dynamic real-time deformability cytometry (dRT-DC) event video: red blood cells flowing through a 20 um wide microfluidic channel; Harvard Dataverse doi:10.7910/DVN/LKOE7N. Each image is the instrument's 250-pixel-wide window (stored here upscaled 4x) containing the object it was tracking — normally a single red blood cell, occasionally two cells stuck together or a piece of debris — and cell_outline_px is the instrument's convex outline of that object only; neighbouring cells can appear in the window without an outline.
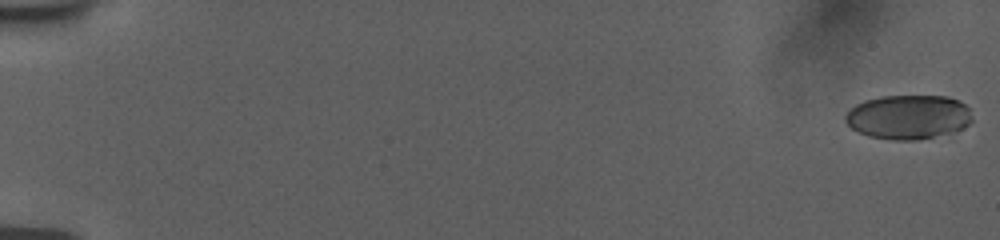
{"species": "human", "species_latin": "Homo sapiens", "temperature_condition": "room temperature", "stored_images_in_passage": 57, "camera_frame_rate_fps": 3000, "um_per_image_px": 0.085, "donor": {"sex": "female"}, "frame": {"image": 1, "passage_image": 1, "time_ms": 0.0, "image_size_px": [1000, 240], "cell_outline_px": [[972, 120], [968, 124], [960, 128], [948, 132], [916, 140], [892, 140], [868, 136], [852, 128], [844, 120], [844, 116], [856, 104], [864, 100], [880, 96], [948, 96], [960, 100], [968, 108]], "centroid_in_image_um": [77.17, 9.92], "position_along_channel_um": 7.8, "area_um2": 32.43}}
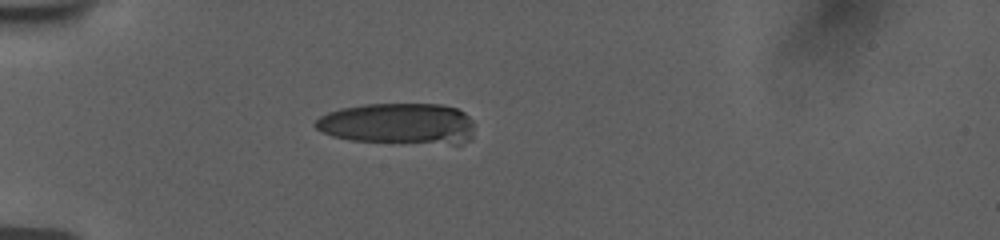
{"frame": {"image": 2, "passage_image": 18, "time_ms": 5.667, "image_size_px": [1000, 240], "cell_outline_px": [[472, 136], [468, 140], [460, 144], [452, 144], [348, 140], [332, 136], [316, 128], [312, 124], [320, 116], [328, 112], [340, 108], [364, 104], [440, 104], [456, 108], [464, 112], [472, 120]], "centroid_in_image_um": [33.83, 10.51], "position_along_channel_um": 51.2, "area_um2": 38.21}}